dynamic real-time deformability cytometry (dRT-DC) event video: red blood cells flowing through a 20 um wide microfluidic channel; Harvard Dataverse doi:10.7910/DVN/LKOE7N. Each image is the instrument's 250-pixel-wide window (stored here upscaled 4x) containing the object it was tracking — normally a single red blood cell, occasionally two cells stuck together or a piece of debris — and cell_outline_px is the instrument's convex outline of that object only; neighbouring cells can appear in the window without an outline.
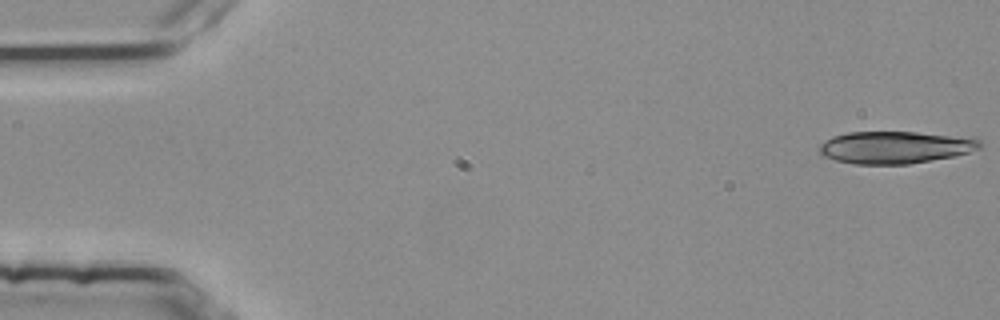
{"species": "common noctule bat (a hibernating species)", "species_latin": "Nyctalus noctula", "temperature_condition": "room temperature", "stored_images_in_passage": 15, "camera_frame_rate_fps": 3000, "um_per_image_px": 0.085, "animal": {"sex": "female", "body_mass_g": 25.1}, "frame": {"image": 1, "passage_image": 1, "time_ms": 0.0, "image_size_px": [1000, 320], "cell_outline_px": [[984, 144], [980, 148], [968, 152], [952, 156], [908, 164], [852, 164], [836, 160], [824, 156], [816, 148], [820, 144], [832, 136], [848, 132], [916, 132], [976, 136], [984, 140]], "centroid_in_image_um": [76.17, 12.5], "position_along_channel_um": 8.8, "area_um2": 30.69}}
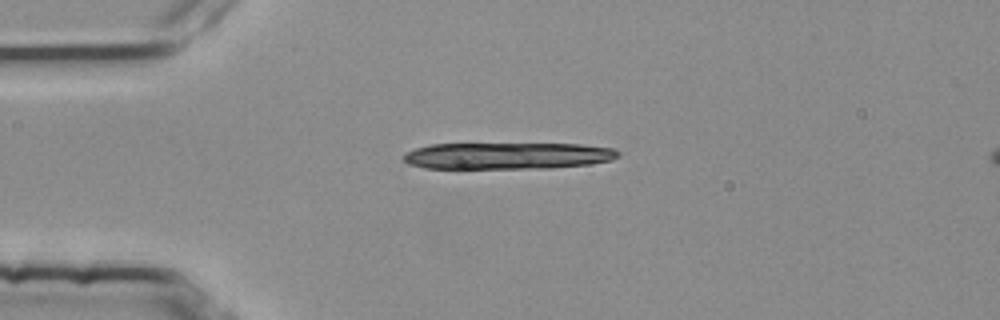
{"frame": {"image": 2, "passage_image": 13, "time_ms": 4.0, "image_size_px": [1000, 320], "cell_outline_px": [[620, 156], [612, 160], [588, 164], [548, 168], [460, 172], [424, 168], [408, 164], [400, 156], [404, 152], [416, 148], [432, 144], [580, 144], [612, 148], [620, 152]], "centroid_in_image_um": [42.97, 13.3], "position_along_channel_um": 42.0, "area_um2": 35.2}}